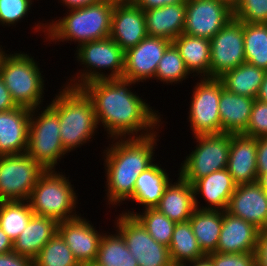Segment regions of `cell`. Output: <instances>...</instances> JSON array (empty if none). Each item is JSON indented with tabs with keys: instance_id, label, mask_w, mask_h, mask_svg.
<instances>
[{
	"instance_id": "cell-52",
	"label": "cell",
	"mask_w": 267,
	"mask_h": 266,
	"mask_svg": "<svg viewBox=\"0 0 267 266\" xmlns=\"http://www.w3.org/2000/svg\"><path fill=\"white\" fill-rule=\"evenodd\" d=\"M258 181L261 183V185H262V187H263V189L267 195V174L263 175Z\"/></svg>"
},
{
	"instance_id": "cell-22",
	"label": "cell",
	"mask_w": 267,
	"mask_h": 266,
	"mask_svg": "<svg viewBox=\"0 0 267 266\" xmlns=\"http://www.w3.org/2000/svg\"><path fill=\"white\" fill-rule=\"evenodd\" d=\"M259 231L253 224L223 211V224L215 252H255Z\"/></svg>"
},
{
	"instance_id": "cell-34",
	"label": "cell",
	"mask_w": 267,
	"mask_h": 266,
	"mask_svg": "<svg viewBox=\"0 0 267 266\" xmlns=\"http://www.w3.org/2000/svg\"><path fill=\"white\" fill-rule=\"evenodd\" d=\"M246 62L267 70V23L243 22Z\"/></svg>"
},
{
	"instance_id": "cell-32",
	"label": "cell",
	"mask_w": 267,
	"mask_h": 266,
	"mask_svg": "<svg viewBox=\"0 0 267 266\" xmlns=\"http://www.w3.org/2000/svg\"><path fill=\"white\" fill-rule=\"evenodd\" d=\"M168 248L172 263L186 264L206 256L200 248L189 221L175 224Z\"/></svg>"
},
{
	"instance_id": "cell-3",
	"label": "cell",
	"mask_w": 267,
	"mask_h": 266,
	"mask_svg": "<svg viewBox=\"0 0 267 266\" xmlns=\"http://www.w3.org/2000/svg\"><path fill=\"white\" fill-rule=\"evenodd\" d=\"M112 0H100L84 7L68 9L63 16L40 20L32 27L35 33H43L47 44H65L74 42L79 45L108 38L111 31V17L114 9ZM46 39V41H45ZM70 41V42H69Z\"/></svg>"
},
{
	"instance_id": "cell-50",
	"label": "cell",
	"mask_w": 267,
	"mask_h": 266,
	"mask_svg": "<svg viewBox=\"0 0 267 266\" xmlns=\"http://www.w3.org/2000/svg\"><path fill=\"white\" fill-rule=\"evenodd\" d=\"M186 264L188 266H214L211 259L207 255Z\"/></svg>"
},
{
	"instance_id": "cell-17",
	"label": "cell",
	"mask_w": 267,
	"mask_h": 266,
	"mask_svg": "<svg viewBox=\"0 0 267 266\" xmlns=\"http://www.w3.org/2000/svg\"><path fill=\"white\" fill-rule=\"evenodd\" d=\"M226 212L253 224L259 230L267 229V195L259 181L236 185Z\"/></svg>"
},
{
	"instance_id": "cell-35",
	"label": "cell",
	"mask_w": 267,
	"mask_h": 266,
	"mask_svg": "<svg viewBox=\"0 0 267 266\" xmlns=\"http://www.w3.org/2000/svg\"><path fill=\"white\" fill-rule=\"evenodd\" d=\"M34 215L27 201L0 202V227L14 242Z\"/></svg>"
},
{
	"instance_id": "cell-40",
	"label": "cell",
	"mask_w": 267,
	"mask_h": 266,
	"mask_svg": "<svg viewBox=\"0 0 267 266\" xmlns=\"http://www.w3.org/2000/svg\"><path fill=\"white\" fill-rule=\"evenodd\" d=\"M242 134L254 138L267 136V103L255 99L249 124Z\"/></svg>"
},
{
	"instance_id": "cell-25",
	"label": "cell",
	"mask_w": 267,
	"mask_h": 266,
	"mask_svg": "<svg viewBox=\"0 0 267 266\" xmlns=\"http://www.w3.org/2000/svg\"><path fill=\"white\" fill-rule=\"evenodd\" d=\"M148 36L171 42L184 32L186 3L167 5L143 11Z\"/></svg>"
},
{
	"instance_id": "cell-16",
	"label": "cell",
	"mask_w": 267,
	"mask_h": 266,
	"mask_svg": "<svg viewBox=\"0 0 267 266\" xmlns=\"http://www.w3.org/2000/svg\"><path fill=\"white\" fill-rule=\"evenodd\" d=\"M95 227L88 218L84 217V213L74 219L58 223V233L79 264L96 261L99 243L105 231L97 230Z\"/></svg>"
},
{
	"instance_id": "cell-1",
	"label": "cell",
	"mask_w": 267,
	"mask_h": 266,
	"mask_svg": "<svg viewBox=\"0 0 267 266\" xmlns=\"http://www.w3.org/2000/svg\"><path fill=\"white\" fill-rule=\"evenodd\" d=\"M135 85L131 80L114 78L91 81L81 87L92 100L106 139L145 137L165 126L161 112L133 91Z\"/></svg>"
},
{
	"instance_id": "cell-2",
	"label": "cell",
	"mask_w": 267,
	"mask_h": 266,
	"mask_svg": "<svg viewBox=\"0 0 267 266\" xmlns=\"http://www.w3.org/2000/svg\"><path fill=\"white\" fill-rule=\"evenodd\" d=\"M161 132L159 129L145 137L107 139L108 147L104 146L101 153L106 180V207L113 209V206L116 208L127 204L126 201L133 195L139 174L157 161L154 155Z\"/></svg>"
},
{
	"instance_id": "cell-21",
	"label": "cell",
	"mask_w": 267,
	"mask_h": 266,
	"mask_svg": "<svg viewBox=\"0 0 267 266\" xmlns=\"http://www.w3.org/2000/svg\"><path fill=\"white\" fill-rule=\"evenodd\" d=\"M30 112L20 106L0 112V156L27 152Z\"/></svg>"
},
{
	"instance_id": "cell-33",
	"label": "cell",
	"mask_w": 267,
	"mask_h": 266,
	"mask_svg": "<svg viewBox=\"0 0 267 266\" xmlns=\"http://www.w3.org/2000/svg\"><path fill=\"white\" fill-rule=\"evenodd\" d=\"M134 209L136 208H127L121 212L134 216L156 242L169 247L176 223L156 208H147L142 210V212L140 207L138 212Z\"/></svg>"
},
{
	"instance_id": "cell-14",
	"label": "cell",
	"mask_w": 267,
	"mask_h": 266,
	"mask_svg": "<svg viewBox=\"0 0 267 266\" xmlns=\"http://www.w3.org/2000/svg\"><path fill=\"white\" fill-rule=\"evenodd\" d=\"M232 18L233 11L219 0H187L183 33L210 40Z\"/></svg>"
},
{
	"instance_id": "cell-45",
	"label": "cell",
	"mask_w": 267,
	"mask_h": 266,
	"mask_svg": "<svg viewBox=\"0 0 267 266\" xmlns=\"http://www.w3.org/2000/svg\"><path fill=\"white\" fill-rule=\"evenodd\" d=\"M187 0H136L135 5L142 11L160 8L167 5L186 3Z\"/></svg>"
},
{
	"instance_id": "cell-37",
	"label": "cell",
	"mask_w": 267,
	"mask_h": 266,
	"mask_svg": "<svg viewBox=\"0 0 267 266\" xmlns=\"http://www.w3.org/2000/svg\"><path fill=\"white\" fill-rule=\"evenodd\" d=\"M33 266H80L71 249L57 232L40 250Z\"/></svg>"
},
{
	"instance_id": "cell-41",
	"label": "cell",
	"mask_w": 267,
	"mask_h": 266,
	"mask_svg": "<svg viewBox=\"0 0 267 266\" xmlns=\"http://www.w3.org/2000/svg\"><path fill=\"white\" fill-rule=\"evenodd\" d=\"M214 266H256L255 252L207 254Z\"/></svg>"
},
{
	"instance_id": "cell-11",
	"label": "cell",
	"mask_w": 267,
	"mask_h": 266,
	"mask_svg": "<svg viewBox=\"0 0 267 266\" xmlns=\"http://www.w3.org/2000/svg\"><path fill=\"white\" fill-rule=\"evenodd\" d=\"M45 171L27 153L0 156V202L27 201Z\"/></svg>"
},
{
	"instance_id": "cell-13",
	"label": "cell",
	"mask_w": 267,
	"mask_h": 266,
	"mask_svg": "<svg viewBox=\"0 0 267 266\" xmlns=\"http://www.w3.org/2000/svg\"><path fill=\"white\" fill-rule=\"evenodd\" d=\"M244 62L243 22L232 18L210 39L209 78L218 79Z\"/></svg>"
},
{
	"instance_id": "cell-54",
	"label": "cell",
	"mask_w": 267,
	"mask_h": 266,
	"mask_svg": "<svg viewBox=\"0 0 267 266\" xmlns=\"http://www.w3.org/2000/svg\"><path fill=\"white\" fill-rule=\"evenodd\" d=\"M114 3H131L134 4L136 0H112Z\"/></svg>"
},
{
	"instance_id": "cell-27",
	"label": "cell",
	"mask_w": 267,
	"mask_h": 266,
	"mask_svg": "<svg viewBox=\"0 0 267 266\" xmlns=\"http://www.w3.org/2000/svg\"><path fill=\"white\" fill-rule=\"evenodd\" d=\"M57 232L58 222L53 218L33 215L26 228L13 242V252L34 260Z\"/></svg>"
},
{
	"instance_id": "cell-43",
	"label": "cell",
	"mask_w": 267,
	"mask_h": 266,
	"mask_svg": "<svg viewBox=\"0 0 267 266\" xmlns=\"http://www.w3.org/2000/svg\"><path fill=\"white\" fill-rule=\"evenodd\" d=\"M256 266H267V229L260 230L256 249H255Z\"/></svg>"
},
{
	"instance_id": "cell-8",
	"label": "cell",
	"mask_w": 267,
	"mask_h": 266,
	"mask_svg": "<svg viewBox=\"0 0 267 266\" xmlns=\"http://www.w3.org/2000/svg\"><path fill=\"white\" fill-rule=\"evenodd\" d=\"M46 105L30 112L26 153L45 170H57L56 166L69 153L61 142L59 116L48 103Z\"/></svg>"
},
{
	"instance_id": "cell-6",
	"label": "cell",
	"mask_w": 267,
	"mask_h": 266,
	"mask_svg": "<svg viewBox=\"0 0 267 266\" xmlns=\"http://www.w3.org/2000/svg\"><path fill=\"white\" fill-rule=\"evenodd\" d=\"M66 176L64 172L46 170L39 177L27 200L34 215L53 218L58 223L81 215L76 210L81 204L79 194Z\"/></svg>"
},
{
	"instance_id": "cell-56",
	"label": "cell",
	"mask_w": 267,
	"mask_h": 266,
	"mask_svg": "<svg viewBox=\"0 0 267 266\" xmlns=\"http://www.w3.org/2000/svg\"><path fill=\"white\" fill-rule=\"evenodd\" d=\"M171 266H188V265L184 263H172Z\"/></svg>"
},
{
	"instance_id": "cell-55",
	"label": "cell",
	"mask_w": 267,
	"mask_h": 266,
	"mask_svg": "<svg viewBox=\"0 0 267 266\" xmlns=\"http://www.w3.org/2000/svg\"><path fill=\"white\" fill-rule=\"evenodd\" d=\"M80 266H98L96 263L80 264Z\"/></svg>"
},
{
	"instance_id": "cell-48",
	"label": "cell",
	"mask_w": 267,
	"mask_h": 266,
	"mask_svg": "<svg viewBox=\"0 0 267 266\" xmlns=\"http://www.w3.org/2000/svg\"><path fill=\"white\" fill-rule=\"evenodd\" d=\"M13 251V241L0 227V254Z\"/></svg>"
},
{
	"instance_id": "cell-49",
	"label": "cell",
	"mask_w": 267,
	"mask_h": 266,
	"mask_svg": "<svg viewBox=\"0 0 267 266\" xmlns=\"http://www.w3.org/2000/svg\"><path fill=\"white\" fill-rule=\"evenodd\" d=\"M256 99L267 103V70L265 71L263 82L260 86Z\"/></svg>"
},
{
	"instance_id": "cell-24",
	"label": "cell",
	"mask_w": 267,
	"mask_h": 266,
	"mask_svg": "<svg viewBox=\"0 0 267 266\" xmlns=\"http://www.w3.org/2000/svg\"><path fill=\"white\" fill-rule=\"evenodd\" d=\"M255 98L234 94L221 83L219 114L221 133L241 134L250 121Z\"/></svg>"
},
{
	"instance_id": "cell-10",
	"label": "cell",
	"mask_w": 267,
	"mask_h": 266,
	"mask_svg": "<svg viewBox=\"0 0 267 266\" xmlns=\"http://www.w3.org/2000/svg\"><path fill=\"white\" fill-rule=\"evenodd\" d=\"M190 95L188 125L191 135L221 134L219 101L221 81L217 78H198Z\"/></svg>"
},
{
	"instance_id": "cell-26",
	"label": "cell",
	"mask_w": 267,
	"mask_h": 266,
	"mask_svg": "<svg viewBox=\"0 0 267 266\" xmlns=\"http://www.w3.org/2000/svg\"><path fill=\"white\" fill-rule=\"evenodd\" d=\"M160 162H154L145 171H142L136 179L133 195L127 200L137 203L143 207L155 208L162 195L164 194L165 188L172 180L169 176V170L162 167Z\"/></svg>"
},
{
	"instance_id": "cell-4",
	"label": "cell",
	"mask_w": 267,
	"mask_h": 266,
	"mask_svg": "<svg viewBox=\"0 0 267 266\" xmlns=\"http://www.w3.org/2000/svg\"><path fill=\"white\" fill-rule=\"evenodd\" d=\"M54 95L48 105L59 116L61 142L70 153L85 146L98 135L99 125L93 103L87 93L78 87L62 84Z\"/></svg>"
},
{
	"instance_id": "cell-51",
	"label": "cell",
	"mask_w": 267,
	"mask_h": 266,
	"mask_svg": "<svg viewBox=\"0 0 267 266\" xmlns=\"http://www.w3.org/2000/svg\"><path fill=\"white\" fill-rule=\"evenodd\" d=\"M220 2L226 4L232 11L239 5L241 0H219Z\"/></svg>"
},
{
	"instance_id": "cell-31",
	"label": "cell",
	"mask_w": 267,
	"mask_h": 266,
	"mask_svg": "<svg viewBox=\"0 0 267 266\" xmlns=\"http://www.w3.org/2000/svg\"><path fill=\"white\" fill-rule=\"evenodd\" d=\"M95 263L98 266H138L126 241L116 229L105 231L102 235Z\"/></svg>"
},
{
	"instance_id": "cell-20",
	"label": "cell",
	"mask_w": 267,
	"mask_h": 266,
	"mask_svg": "<svg viewBox=\"0 0 267 266\" xmlns=\"http://www.w3.org/2000/svg\"><path fill=\"white\" fill-rule=\"evenodd\" d=\"M256 156L257 138L231 133L227 170L236 185L258 181Z\"/></svg>"
},
{
	"instance_id": "cell-30",
	"label": "cell",
	"mask_w": 267,
	"mask_h": 266,
	"mask_svg": "<svg viewBox=\"0 0 267 266\" xmlns=\"http://www.w3.org/2000/svg\"><path fill=\"white\" fill-rule=\"evenodd\" d=\"M264 74V69L244 62L236 68L224 73L218 79L226 90L234 94L256 99L263 82Z\"/></svg>"
},
{
	"instance_id": "cell-47",
	"label": "cell",
	"mask_w": 267,
	"mask_h": 266,
	"mask_svg": "<svg viewBox=\"0 0 267 266\" xmlns=\"http://www.w3.org/2000/svg\"><path fill=\"white\" fill-rule=\"evenodd\" d=\"M64 8L72 9V8H79L84 7L89 4H94L99 2L100 0H58ZM65 4V5H64Z\"/></svg>"
},
{
	"instance_id": "cell-42",
	"label": "cell",
	"mask_w": 267,
	"mask_h": 266,
	"mask_svg": "<svg viewBox=\"0 0 267 266\" xmlns=\"http://www.w3.org/2000/svg\"><path fill=\"white\" fill-rule=\"evenodd\" d=\"M257 179L267 174V136L257 138Z\"/></svg>"
},
{
	"instance_id": "cell-23",
	"label": "cell",
	"mask_w": 267,
	"mask_h": 266,
	"mask_svg": "<svg viewBox=\"0 0 267 266\" xmlns=\"http://www.w3.org/2000/svg\"><path fill=\"white\" fill-rule=\"evenodd\" d=\"M178 175V176H176ZM169 182L158 205V211L175 223L187 222L192 216L195 207L194 190L190 182H187L179 173Z\"/></svg>"
},
{
	"instance_id": "cell-53",
	"label": "cell",
	"mask_w": 267,
	"mask_h": 266,
	"mask_svg": "<svg viewBox=\"0 0 267 266\" xmlns=\"http://www.w3.org/2000/svg\"><path fill=\"white\" fill-rule=\"evenodd\" d=\"M1 43V42H0ZM4 47V48H3ZM2 47V45H0V63H1V61H2V58H3V56L8 52V49H7V51L5 50V46H3Z\"/></svg>"
},
{
	"instance_id": "cell-9",
	"label": "cell",
	"mask_w": 267,
	"mask_h": 266,
	"mask_svg": "<svg viewBox=\"0 0 267 266\" xmlns=\"http://www.w3.org/2000/svg\"><path fill=\"white\" fill-rule=\"evenodd\" d=\"M193 141L196 145L176 171L187 182L193 184L214 171L227 168L231 133L194 136Z\"/></svg>"
},
{
	"instance_id": "cell-12",
	"label": "cell",
	"mask_w": 267,
	"mask_h": 266,
	"mask_svg": "<svg viewBox=\"0 0 267 266\" xmlns=\"http://www.w3.org/2000/svg\"><path fill=\"white\" fill-rule=\"evenodd\" d=\"M116 229L126 241V245L138 266H171L169 248L156 242L143 225L131 215L124 213L115 217Z\"/></svg>"
},
{
	"instance_id": "cell-38",
	"label": "cell",
	"mask_w": 267,
	"mask_h": 266,
	"mask_svg": "<svg viewBox=\"0 0 267 266\" xmlns=\"http://www.w3.org/2000/svg\"><path fill=\"white\" fill-rule=\"evenodd\" d=\"M33 3L34 0H0V25L16 27L18 22L28 18Z\"/></svg>"
},
{
	"instance_id": "cell-39",
	"label": "cell",
	"mask_w": 267,
	"mask_h": 266,
	"mask_svg": "<svg viewBox=\"0 0 267 266\" xmlns=\"http://www.w3.org/2000/svg\"><path fill=\"white\" fill-rule=\"evenodd\" d=\"M233 18L245 23H267V0H241Z\"/></svg>"
},
{
	"instance_id": "cell-18",
	"label": "cell",
	"mask_w": 267,
	"mask_h": 266,
	"mask_svg": "<svg viewBox=\"0 0 267 266\" xmlns=\"http://www.w3.org/2000/svg\"><path fill=\"white\" fill-rule=\"evenodd\" d=\"M147 36L145 16L131 3H115L111 17L110 38L125 52Z\"/></svg>"
},
{
	"instance_id": "cell-44",
	"label": "cell",
	"mask_w": 267,
	"mask_h": 266,
	"mask_svg": "<svg viewBox=\"0 0 267 266\" xmlns=\"http://www.w3.org/2000/svg\"><path fill=\"white\" fill-rule=\"evenodd\" d=\"M0 266H33V260L11 251L0 254Z\"/></svg>"
},
{
	"instance_id": "cell-15",
	"label": "cell",
	"mask_w": 267,
	"mask_h": 266,
	"mask_svg": "<svg viewBox=\"0 0 267 266\" xmlns=\"http://www.w3.org/2000/svg\"><path fill=\"white\" fill-rule=\"evenodd\" d=\"M171 44L166 38L147 35L135 47L125 51L122 78L136 84L155 80L159 61Z\"/></svg>"
},
{
	"instance_id": "cell-36",
	"label": "cell",
	"mask_w": 267,
	"mask_h": 266,
	"mask_svg": "<svg viewBox=\"0 0 267 266\" xmlns=\"http://www.w3.org/2000/svg\"><path fill=\"white\" fill-rule=\"evenodd\" d=\"M189 71L187 70L184 60L180 56L179 50L172 43L164 52L159 61L157 71L155 73L156 82L164 85H182L183 81L189 78Z\"/></svg>"
},
{
	"instance_id": "cell-7",
	"label": "cell",
	"mask_w": 267,
	"mask_h": 266,
	"mask_svg": "<svg viewBox=\"0 0 267 266\" xmlns=\"http://www.w3.org/2000/svg\"><path fill=\"white\" fill-rule=\"evenodd\" d=\"M75 50L76 62L83 66L62 84L81 88L95 80L122 78L125 52L112 38L86 42Z\"/></svg>"
},
{
	"instance_id": "cell-5",
	"label": "cell",
	"mask_w": 267,
	"mask_h": 266,
	"mask_svg": "<svg viewBox=\"0 0 267 266\" xmlns=\"http://www.w3.org/2000/svg\"><path fill=\"white\" fill-rule=\"evenodd\" d=\"M37 58L24 51L8 50L0 63V76L17 106L30 110L41 107L45 96L46 77ZM45 90V91H44ZM44 100V101H43Z\"/></svg>"
},
{
	"instance_id": "cell-28",
	"label": "cell",
	"mask_w": 267,
	"mask_h": 266,
	"mask_svg": "<svg viewBox=\"0 0 267 266\" xmlns=\"http://www.w3.org/2000/svg\"><path fill=\"white\" fill-rule=\"evenodd\" d=\"M180 52L190 78H209L210 40L182 33L172 41ZM197 76V77H196Z\"/></svg>"
},
{
	"instance_id": "cell-19",
	"label": "cell",
	"mask_w": 267,
	"mask_h": 266,
	"mask_svg": "<svg viewBox=\"0 0 267 266\" xmlns=\"http://www.w3.org/2000/svg\"><path fill=\"white\" fill-rule=\"evenodd\" d=\"M192 186L196 209L226 211L236 184L225 168L196 180ZM197 198H204L205 204H200Z\"/></svg>"
},
{
	"instance_id": "cell-29",
	"label": "cell",
	"mask_w": 267,
	"mask_h": 266,
	"mask_svg": "<svg viewBox=\"0 0 267 266\" xmlns=\"http://www.w3.org/2000/svg\"><path fill=\"white\" fill-rule=\"evenodd\" d=\"M188 221L202 251L206 255L215 252L223 224V211L195 209Z\"/></svg>"
},
{
	"instance_id": "cell-46",
	"label": "cell",
	"mask_w": 267,
	"mask_h": 266,
	"mask_svg": "<svg viewBox=\"0 0 267 266\" xmlns=\"http://www.w3.org/2000/svg\"><path fill=\"white\" fill-rule=\"evenodd\" d=\"M16 107L17 105L12 100L9 90L0 76V112L12 110Z\"/></svg>"
}]
</instances>
